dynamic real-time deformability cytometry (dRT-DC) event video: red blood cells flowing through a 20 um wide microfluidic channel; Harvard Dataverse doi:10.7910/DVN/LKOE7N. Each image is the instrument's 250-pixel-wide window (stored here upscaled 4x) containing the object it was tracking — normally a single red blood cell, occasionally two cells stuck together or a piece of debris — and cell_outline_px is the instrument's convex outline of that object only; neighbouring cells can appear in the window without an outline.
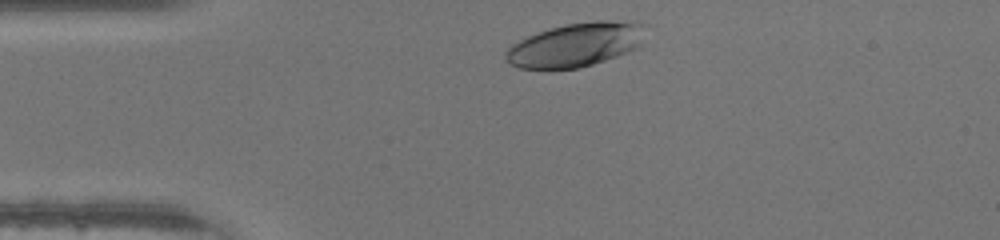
{"species": "human", "species_latin": "Homo sapiens", "temperature_condition": "warm", "stored_images_in_passage": 29, "camera_frame_rate_fps": 3000, "um_per_image_px": 0.085, "donor": {"sex": "male"}, "frame": {"image": 1, "passage_image": 2, "time_ms": 0.333, "image_size_px": [1000, 240], "cell_outline_px": [[644, 24], [640, 44], [636, 48], [628, 52], [580, 68], [548, 72], [520, 68], [512, 64], [504, 56], [504, 52], [512, 44], [528, 36], [564, 24], [596, 20], [612, 20]], "centroid_in_image_um": [48.86, 3.85], "position_along_channel_um": 36.1, "area_um2": 35.95}}
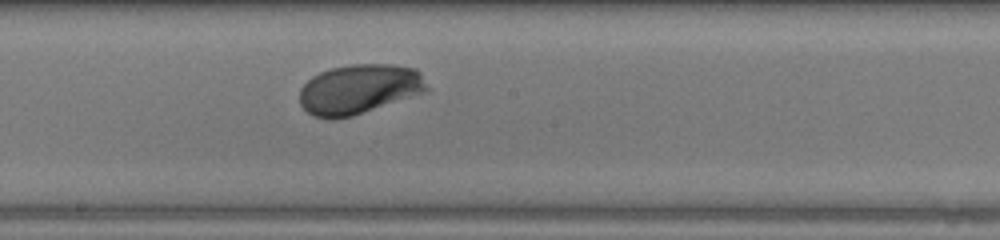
{"frame": {"image": 2, "passage_image": 17, "time_ms": 5.333, "image_size_px": [1000, 240], "cell_outline_px": [[432, 88], [428, 92], [352, 116], [332, 120], [328, 120], [312, 116], [300, 104], [300, 88], [312, 76], [320, 72], [332, 68], [348, 64], [388, 64], [416, 68], [420, 72]], "centroid_in_image_um": [30.57, 7.59], "position_along_channel_um": 217.6, "area_um2": 37.51}}
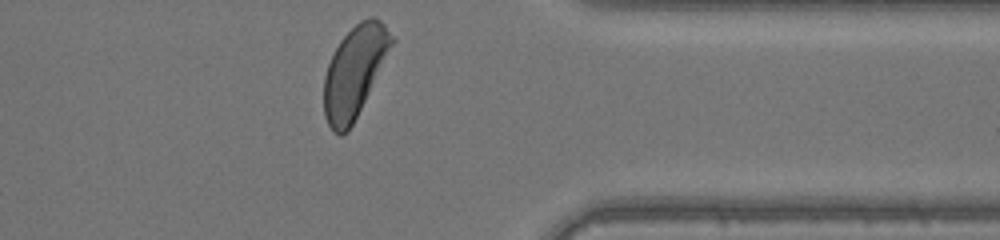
{"frame": {"image": 3, "passage_image": 29, "time_ms": 9.333, "image_size_px": [1000, 240], "cell_outline_px": [[396, 40], [348, 132], [340, 136], [332, 132], [324, 116], [324, 76], [328, 64], [340, 40], [360, 20], [372, 16], [376, 16], [384, 24]], "centroid_in_image_um": [30.13, 6.09], "position_along_channel_um": 381.3, "area_um2": 35.66}}